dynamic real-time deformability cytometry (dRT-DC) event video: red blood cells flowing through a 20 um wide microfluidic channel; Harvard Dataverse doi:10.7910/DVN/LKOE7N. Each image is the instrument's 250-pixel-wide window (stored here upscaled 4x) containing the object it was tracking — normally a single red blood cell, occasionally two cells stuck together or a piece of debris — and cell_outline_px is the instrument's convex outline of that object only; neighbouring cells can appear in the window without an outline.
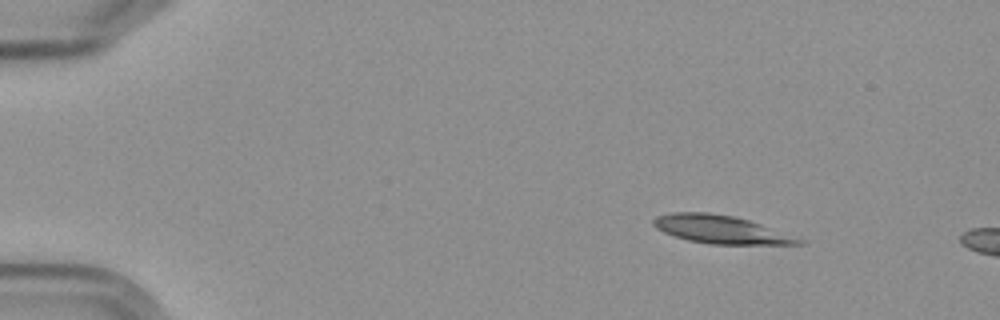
{"species": "Egyptian fruit bat (a non-hibernating species)", "species_latin": "Rousettus aegyptiacus", "temperature_condition": "cold", "stored_images_in_passage": 3, "camera_frame_rate_fps": 3000, "um_per_image_px": 0.085, "frame": {"image": 1, "passage_image": 1, "time_ms": 0.0, "image_size_px": [1000, 320], "cell_outline_px": [[808, 240], [804, 244], [712, 244], [688, 240], [664, 232], [656, 228], [652, 224], [652, 220], [656, 216], [672, 212], [708, 212], [732, 216], [748, 220]], "centroid_in_image_um": [61.29, 19.5], "position_along_channel_um": 23.7, "area_um2": 23.7}}